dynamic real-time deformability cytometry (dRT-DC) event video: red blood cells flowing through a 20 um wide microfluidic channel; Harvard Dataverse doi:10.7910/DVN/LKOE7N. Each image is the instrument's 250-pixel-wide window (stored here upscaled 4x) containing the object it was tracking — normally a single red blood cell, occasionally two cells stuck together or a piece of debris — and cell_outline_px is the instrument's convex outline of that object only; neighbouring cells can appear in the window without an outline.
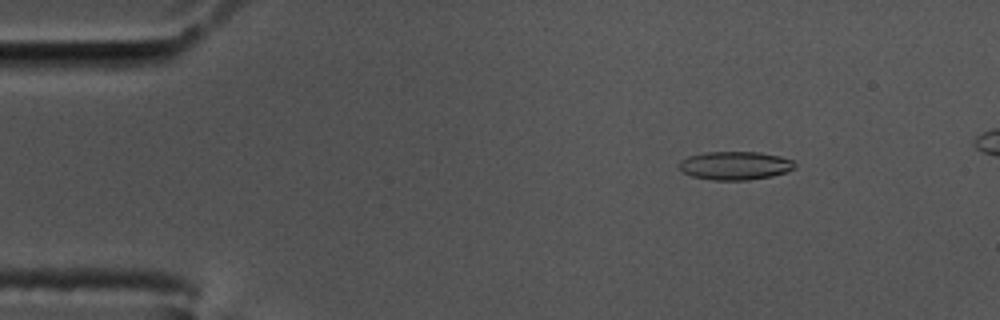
{"species": "common noctule bat (a hibernating species)", "species_latin": "Nyctalus noctula", "temperature_condition": "cold", "stored_images_in_passage": 53, "camera_frame_rate_fps": 3000, "um_per_image_px": 0.085, "animal": {"sex": "male", "body_mass_g": 17.5, "forearm_length_mm": 52.3}, "frame": {"image": 1, "passage_image": 4, "time_ms": 1.0, "image_size_px": [1000, 320], "cell_outline_px": [[796, 168], [788, 172], [772, 176], [748, 180], [712, 180], [692, 176], [684, 172], [680, 168], [680, 160], [688, 156], [704, 152], [760, 152], [780, 156], [792, 160], [796, 164]], "centroid_in_image_um": [62.52, 14.07], "position_along_channel_um": 22.5, "area_um2": 19.25}}
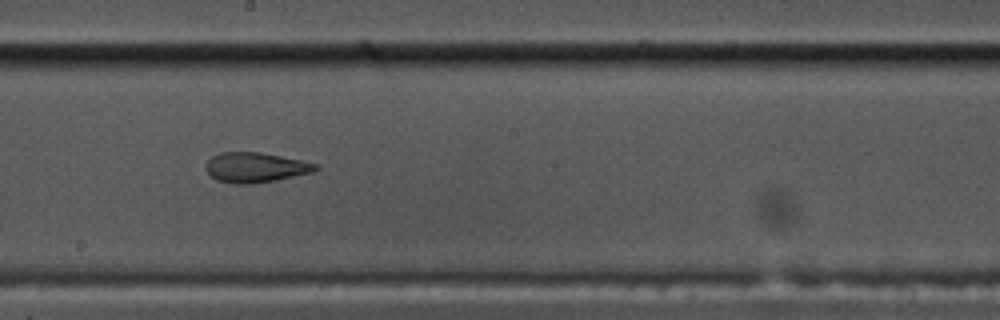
{"frame": {"image": 2, "passage_image": 28, "time_ms": 9.0, "image_size_px": [1000, 320], "cell_outline_px": [[320, 168], [316, 172], [276, 180], [252, 184], [236, 184], [216, 180], [204, 168], [204, 164], [212, 156], [220, 152], [260, 152], [320, 164]], "centroid_in_image_um": [21.74, 14.23], "position_along_channel_um": 226.5, "area_um2": 19.42}}
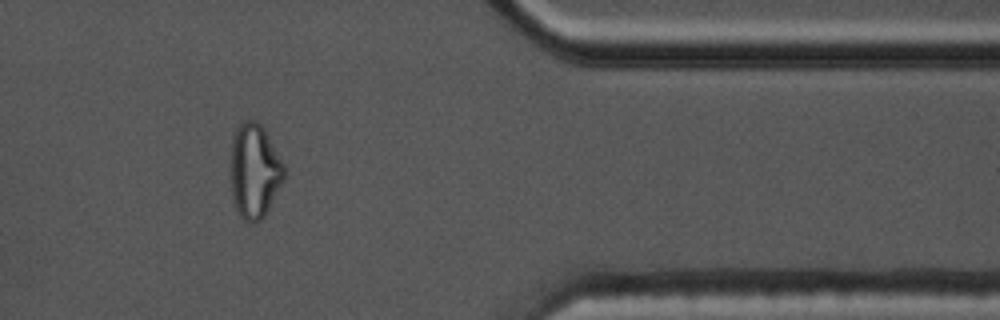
{"frame": {"image": 3, "passage_image": 44, "time_ms": 14.333, "image_size_px": [1000, 320], "cell_outline_px": [[284, 180], [264, 216], [260, 220], [252, 224], [244, 220], [240, 216], [236, 208], [232, 196], [228, 176], [228, 168], [232, 136], [240, 124], [244, 120], [256, 120], [264, 128], [284, 164]], "centroid_in_image_um": [21.58, 14.53], "position_along_channel_um": 389.8, "area_um2": 30.11}, "authors_computed_cell_mechanics": {"area_um2": 20.0566, "velocity_mm_per_s": 3.4559, "shape_relaxation_time_tau1_ms": null, "shape_relaxation_time_tau2_ms": 2.0949, "deformation_change_tau1": null, "deformation_change_tau2": 0.0753}}